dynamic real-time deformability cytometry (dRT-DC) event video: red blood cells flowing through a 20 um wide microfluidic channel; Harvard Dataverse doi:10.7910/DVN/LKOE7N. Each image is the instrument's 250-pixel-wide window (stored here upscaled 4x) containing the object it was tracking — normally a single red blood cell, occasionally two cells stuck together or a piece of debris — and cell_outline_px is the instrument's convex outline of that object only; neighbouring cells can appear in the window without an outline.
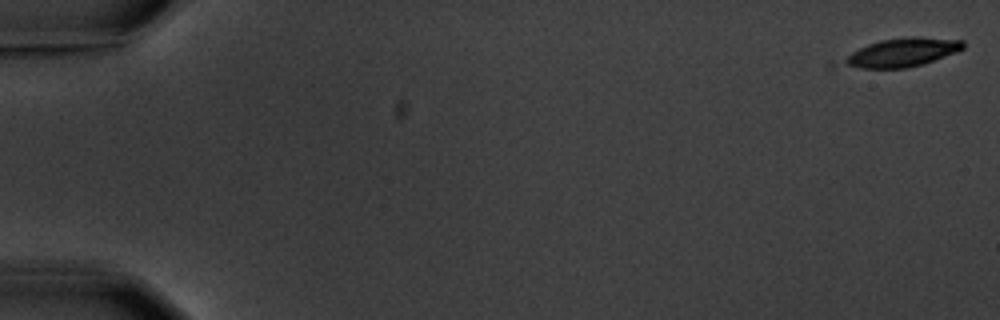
{"species": "common noctule bat (a hibernating species)", "species_latin": "Nyctalus noctula", "temperature_condition": "warm", "stored_images_in_passage": 5, "camera_frame_rate_fps": 3000, "um_per_image_px": 0.085, "animal": {"sex": "male", "body_mass_g": 20.1, "forearm_length_mm": 53.5}, "frame": {"image": 1, "passage_image": 1, "time_ms": 0.0, "image_size_px": [1000, 320], "cell_outline_px": [[964, 48], [956, 52], [924, 64], [904, 68], [828, 68], [828, 60], [868, 44], [880, 40], [908, 36], [916, 36], [964, 40]], "centroid_in_image_um": [76.29, 4.5], "position_along_channel_um": 8.7, "area_um2": 21.56}}
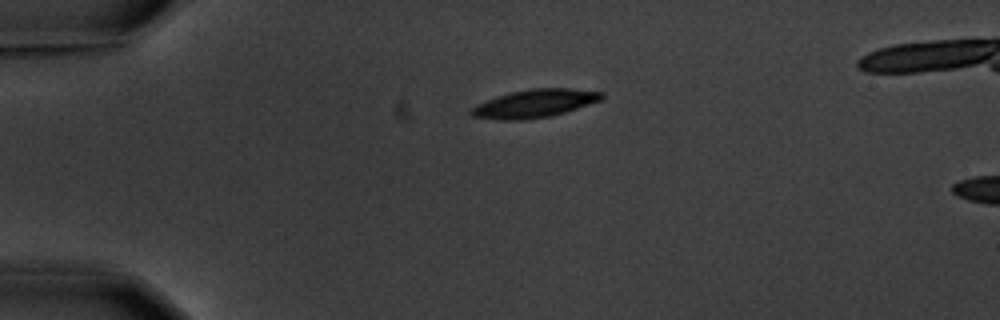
{"frame": {"image": 2, "passage_image": 4, "time_ms": 4.333, "image_size_px": [1000, 320], "cell_outline_px": [[604, 96], [600, 100], [552, 116], [520, 120], [496, 120], [472, 116], [468, 112], [468, 108], [476, 104], [512, 92], [532, 88], [572, 88], [604, 92]], "centroid_in_image_um": [45.41, 8.8], "position_along_channel_um": 39.6, "area_um2": 21.27}}